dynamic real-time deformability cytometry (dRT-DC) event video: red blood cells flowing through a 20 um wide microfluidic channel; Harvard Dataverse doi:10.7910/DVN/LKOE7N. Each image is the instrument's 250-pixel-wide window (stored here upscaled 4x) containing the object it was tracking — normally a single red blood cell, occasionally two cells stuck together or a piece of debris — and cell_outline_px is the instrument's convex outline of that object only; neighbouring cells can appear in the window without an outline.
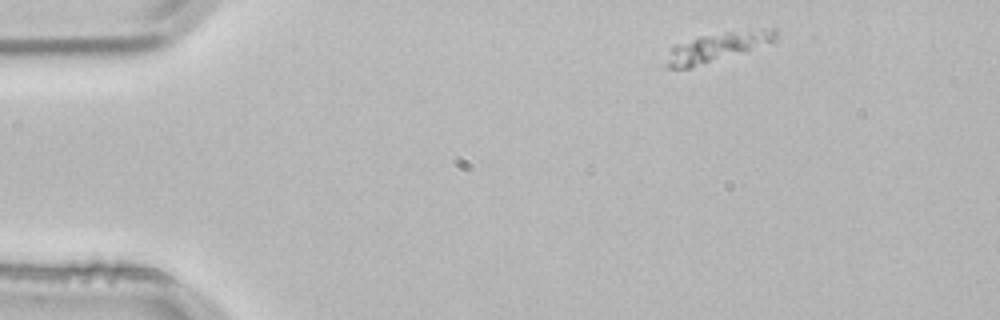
{"species": "common noctule bat (a hibernating species)", "species_latin": "Nyctalus noctula", "temperature_condition": "room temperature", "stored_images_in_passage": 3, "camera_frame_rate_fps": 3000, "um_per_image_px": 0.085, "animal": {"sex": "male", "body_mass_g": 21.5, "forearm_length_mm": 52.0}, "frame": {"image": 1, "passage_image": 1, "time_ms": 0.0, "image_size_px": [1000, 320], "cell_outline_px": [[776, 44], [688, 68], [668, 68], [668, 48], [676, 44], [700, 36], [728, 32], [764, 28], [776, 28]], "centroid_in_image_um": [61.1, 3.98], "position_along_channel_um": 23.9, "area_um2": 18.73}}